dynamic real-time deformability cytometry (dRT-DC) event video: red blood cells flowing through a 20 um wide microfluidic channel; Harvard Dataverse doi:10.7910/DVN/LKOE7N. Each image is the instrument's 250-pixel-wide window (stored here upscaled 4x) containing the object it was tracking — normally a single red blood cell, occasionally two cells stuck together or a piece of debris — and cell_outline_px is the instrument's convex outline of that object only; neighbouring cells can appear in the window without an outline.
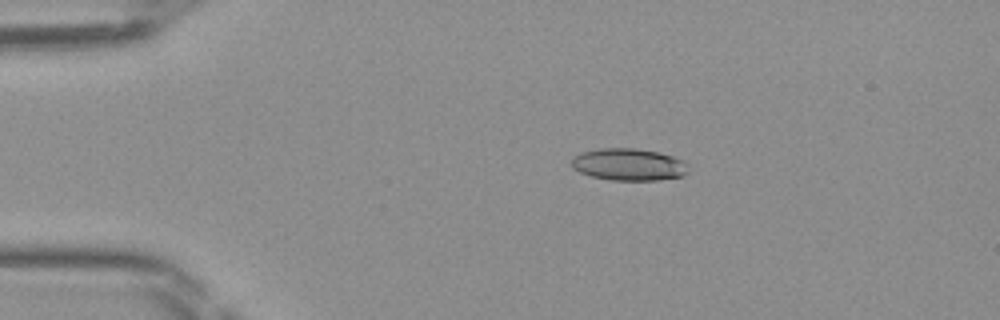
{"species": "Egyptian fruit bat (a non-hibernating species)", "species_latin": "Rousettus aegyptiacus", "temperature_condition": "room temperature", "stored_images_in_passage": 48, "camera_frame_rate_fps": 3000, "um_per_image_px": 0.085, "frame": {"image": 1, "passage_image": 10, "time_ms": 3.0, "image_size_px": [1000, 320], "cell_outline_px": [[688, 172], [684, 176], [656, 180], [612, 180], [592, 176], [580, 172], [572, 168], [572, 156], [580, 152], [600, 148], [636, 148], [660, 152], [684, 160], [688, 164]], "centroid_in_image_um": [53.46, 13.97], "position_along_channel_um": 31.5, "area_um2": 22.08}}
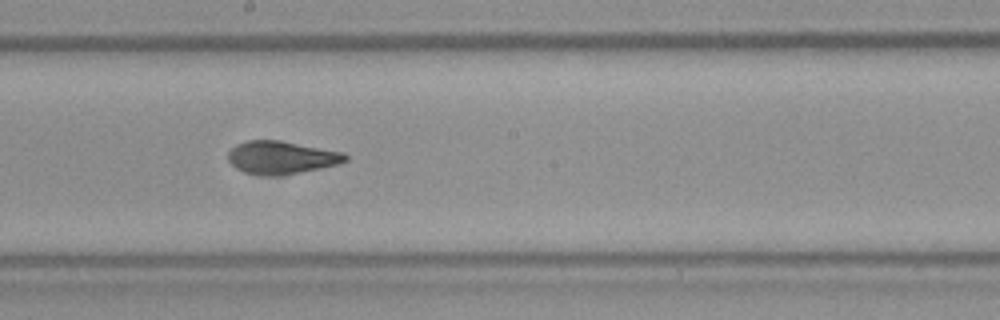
{"frame": {"image": 2, "passage_image": 27, "time_ms": 8.667, "image_size_px": [1000, 320], "cell_outline_px": [[348, 160], [340, 164], [300, 172], [276, 176], [272, 176], [244, 172], [236, 168], [228, 160], [228, 152], [236, 144], [248, 140], [280, 140], [344, 152], [348, 156]], "centroid_in_image_um": [23.94, 13.38], "position_along_channel_um": 224.3, "area_um2": 22.48}}
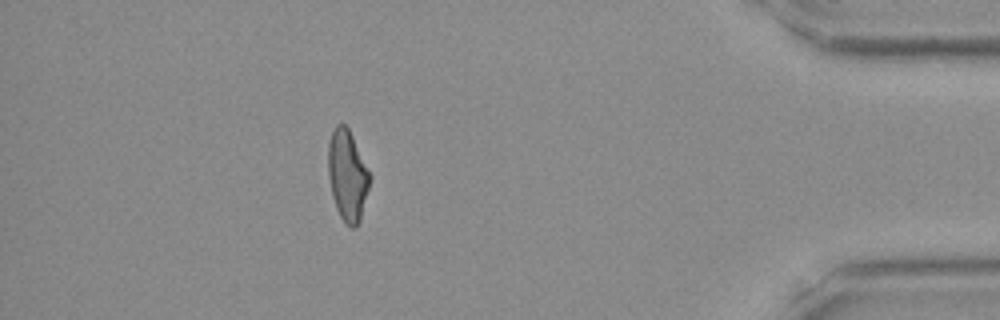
{"frame": {"image": 3, "passage_image": 43, "time_ms": 14.0, "image_size_px": [1000, 320], "cell_outline_px": [[372, 176], [360, 220], [356, 228], [352, 228], [344, 224], [336, 208], [332, 196], [328, 176], [328, 144], [332, 132], [336, 124], [344, 124], [348, 128]], "centroid_in_image_um": [29.53, 14.95], "position_along_channel_um": 405.7, "area_um2": 22.14}}